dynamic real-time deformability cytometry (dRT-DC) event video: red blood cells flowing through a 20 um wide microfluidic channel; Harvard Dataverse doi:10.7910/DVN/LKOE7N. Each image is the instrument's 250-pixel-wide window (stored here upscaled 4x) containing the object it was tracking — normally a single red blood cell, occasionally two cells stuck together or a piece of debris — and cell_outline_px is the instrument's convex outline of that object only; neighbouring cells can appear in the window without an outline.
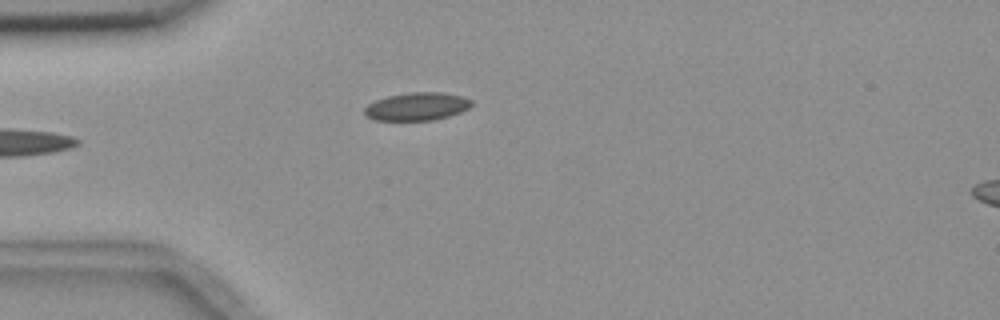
{"species": "common noctule bat (a hibernating species)", "species_latin": "Nyctalus noctula", "temperature_condition": "room temperature", "stored_images_in_passage": 4, "camera_frame_rate_fps": 3000, "um_per_image_px": 0.085, "animal": {"sex": "female", "body_mass_g": 18.4}, "frame": {"image": 1, "passage_image": 4, "time_ms": 4.333, "image_size_px": [1000, 320], "cell_outline_px": [[472, 104], [468, 108], [460, 112], [448, 116], [432, 120], [376, 120], [368, 116], [364, 112], [364, 108], [368, 104], [376, 100], [388, 96], [408, 92], [444, 92], [464, 96], [472, 100]], "centroid_in_image_um": [35.47, 9.03], "position_along_channel_um": 49.5, "area_um2": 17.4}}